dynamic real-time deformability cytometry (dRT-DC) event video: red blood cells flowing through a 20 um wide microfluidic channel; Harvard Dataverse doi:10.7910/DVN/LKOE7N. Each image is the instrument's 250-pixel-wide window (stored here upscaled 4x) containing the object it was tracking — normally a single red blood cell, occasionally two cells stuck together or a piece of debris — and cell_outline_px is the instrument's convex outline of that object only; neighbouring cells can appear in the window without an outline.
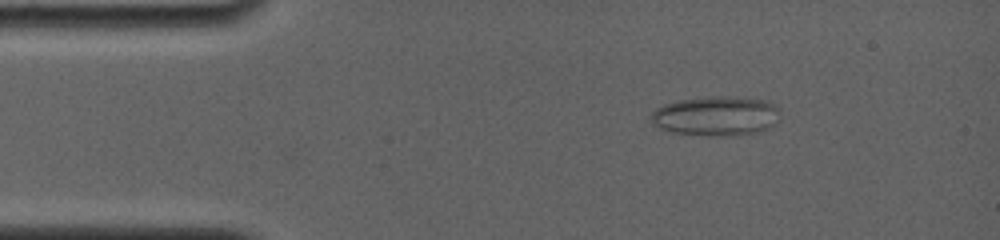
{"species": "common noctule bat (a hibernating species)", "species_latin": "Nyctalus noctula", "temperature_condition": "room temperature", "stored_images_in_passage": 25, "camera_frame_rate_fps": 4000, "um_per_image_px": 0.085, "animal": {"sex": "female", "body_mass_g": 19.0, "forearm_length_mm": 56.7}, "frame": {"image": 1, "passage_image": 1, "time_ms": 0.0, "image_size_px": [1000, 240], "cell_outline_px": [[780, 120], [772, 128], [760, 132], [732, 136], [708, 136], [676, 132], [660, 128], [652, 120], [652, 112], [656, 108], [664, 104], [680, 100], [708, 96], [736, 96], [768, 100], [776, 108]], "centroid_in_image_um": [60.94, 9.86], "position_along_channel_um": 24.1, "area_um2": 30.0}}
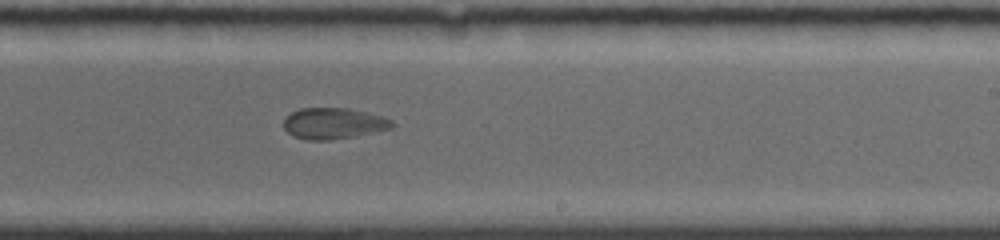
{"frame": {"image": 2, "passage_image": 12, "time_ms": 7.75, "image_size_px": [1000, 240], "cell_outline_px": [[396, 124], [392, 128], [356, 136], [328, 140], [308, 140], [292, 136], [284, 128], [284, 120], [292, 112], [300, 108], [348, 108], [380, 116], [392, 120]], "centroid_in_image_um": [28.35, 10.5], "position_along_channel_um": 260.7, "area_um2": 19.54}}
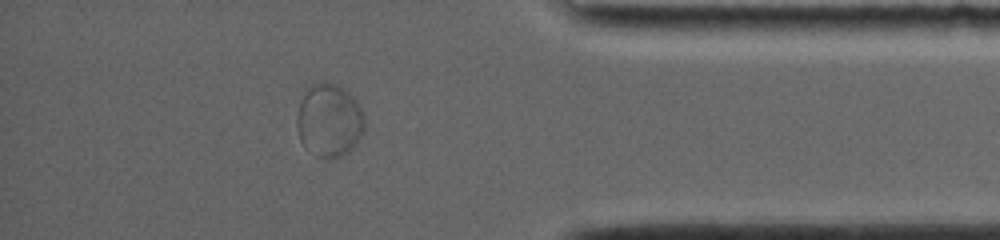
{"frame": {"image": 3, "passage_image": 22, "time_ms": 12.0, "image_size_px": [1000, 240], "cell_outline_px": [[364, 132], [356, 144], [348, 152], [332, 160], [320, 156], [300, 140], [296, 128], [296, 116], [300, 104], [308, 88], [312, 84], [324, 80], [328, 80], [336, 84], [348, 92], [356, 100], [364, 112]], "centroid_in_image_um": [28.01, 10.2], "position_along_channel_um": 407.2, "area_um2": 28.84}}